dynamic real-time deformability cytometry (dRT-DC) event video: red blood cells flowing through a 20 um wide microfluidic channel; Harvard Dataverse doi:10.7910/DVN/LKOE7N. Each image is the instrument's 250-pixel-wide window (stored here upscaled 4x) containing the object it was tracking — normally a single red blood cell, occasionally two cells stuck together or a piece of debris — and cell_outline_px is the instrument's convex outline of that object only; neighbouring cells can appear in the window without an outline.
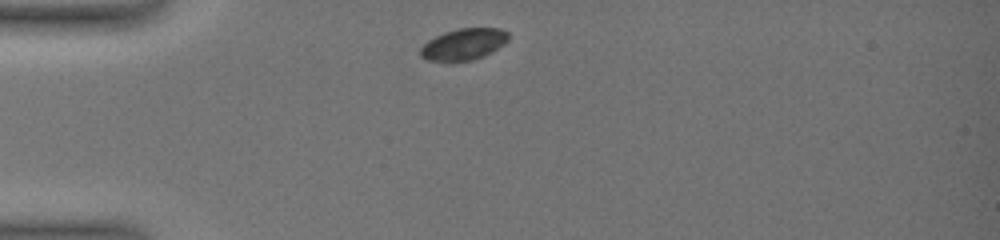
{"species": "common noctule bat (a hibernating species)", "species_latin": "Nyctalus noctula", "temperature_condition": "warm", "stored_images_in_passage": 30, "camera_frame_rate_fps": 3000, "um_per_image_px": 0.085, "animal": {"sex": "female", "body_mass_g": 19.0, "forearm_length_mm": 51.5}, "frame": {"image": 1, "passage_image": 1, "time_ms": 0.0, "image_size_px": [1000, 240], "cell_outline_px": [[508, 40], [504, 44], [492, 52], [484, 56], [472, 60], [452, 64], [428, 60], [420, 56], [420, 48], [428, 40], [444, 32], [460, 28], [500, 28], [508, 32]], "centroid_in_image_um": [39.39, 3.8], "position_along_channel_um": 45.6, "area_um2": 16.59}}
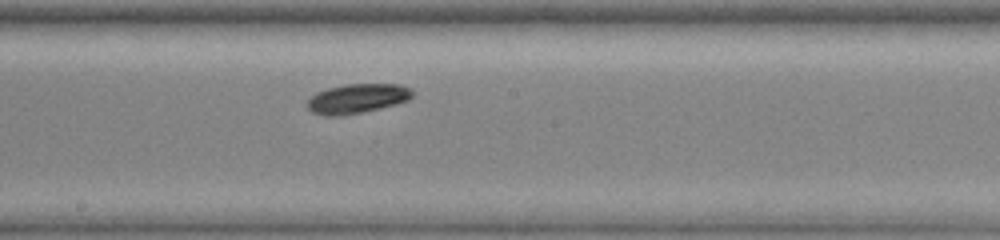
{"frame": {"image": 2, "passage_image": 15, "time_ms": 5.667, "image_size_px": [1000, 240], "cell_outline_px": [[412, 96], [408, 100], [396, 104], [364, 112], [344, 116], [324, 116], [312, 112], [308, 108], [308, 100], [316, 92], [328, 88], [344, 84], [400, 84], [412, 88]], "centroid_in_image_um": [30.36, 8.38], "position_along_channel_um": 217.8, "area_um2": 18.21}}
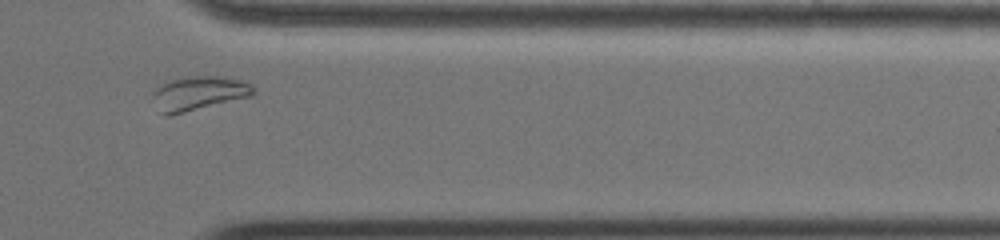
{"frame": {"image": 3, "passage_image": 27, "time_ms": 10.667, "image_size_px": [1000, 240], "cell_outline_px": [[256, 92], [252, 96], [180, 112], [160, 112], [152, 96], [152, 92], [164, 80], [180, 76], [228, 76], [252, 84], [256, 88]], "centroid_in_image_um": [16.93, 7.84], "position_along_channel_um": 394.5, "area_um2": 19.83}, "authors_computed_cell_mechanics": {"area_um2": 17.918, "velocity_mm_per_s": 3.517, "shape_relaxation_time_tau1_ms": 0.8116, "shape_relaxation_time_tau2_ms": null, "deformation_change_tau1": 0.0355, "deformation_change_tau2": null}}